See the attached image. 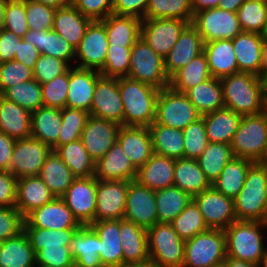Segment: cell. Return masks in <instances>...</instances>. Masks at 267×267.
Here are the masks:
<instances>
[{
	"label": "cell",
	"mask_w": 267,
	"mask_h": 267,
	"mask_svg": "<svg viewBox=\"0 0 267 267\" xmlns=\"http://www.w3.org/2000/svg\"><path fill=\"white\" fill-rule=\"evenodd\" d=\"M55 197H62L76 179L66 163L52 151L38 175Z\"/></svg>",
	"instance_id": "60d3db41"
},
{
	"label": "cell",
	"mask_w": 267,
	"mask_h": 267,
	"mask_svg": "<svg viewBox=\"0 0 267 267\" xmlns=\"http://www.w3.org/2000/svg\"><path fill=\"white\" fill-rule=\"evenodd\" d=\"M41 53L30 42L23 38L18 42V49L15 52L14 60L23 63L27 67L34 69Z\"/></svg>",
	"instance_id": "2644e50d"
},
{
	"label": "cell",
	"mask_w": 267,
	"mask_h": 267,
	"mask_svg": "<svg viewBox=\"0 0 267 267\" xmlns=\"http://www.w3.org/2000/svg\"><path fill=\"white\" fill-rule=\"evenodd\" d=\"M265 72H267V42L263 41L261 48L260 64H259V76Z\"/></svg>",
	"instance_id": "11e5206c"
},
{
	"label": "cell",
	"mask_w": 267,
	"mask_h": 267,
	"mask_svg": "<svg viewBox=\"0 0 267 267\" xmlns=\"http://www.w3.org/2000/svg\"><path fill=\"white\" fill-rule=\"evenodd\" d=\"M81 226L61 197H55L51 202L33 210L23 222V227L52 230L80 228Z\"/></svg>",
	"instance_id": "d6986e66"
},
{
	"label": "cell",
	"mask_w": 267,
	"mask_h": 267,
	"mask_svg": "<svg viewBox=\"0 0 267 267\" xmlns=\"http://www.w3.org/2000/svg\"><path fill=\"white\" fill-rule=\"evenodd\" d=\"M70 66L51 55H40L33 69V77L40 84L47 83L65 73Z\"/></svg>",
	"instance_id": "6125c7cd"
},
{
	"label": "cell",
	"mask_w": 267,
	"mask_h": 267,
	"mask_svg": "<svg viewBox=\"0 0 267 267\" xmlns=\"http://www.w3.org/2000/svg\"><path fill=\"white\" fill-rule=\"evenodd\" d=\"M175 159L153 153L151 158L137 169L135 180L153 191L174 185Z\"/></svg>",
	"instance_id": "4316f807"
},
{
	"label": "cell",
	"mask_w": 267,
	"mask_h": 267,
	"mask_svg": "<svg viewBox=\"0 0 267 267\" xmlns=\"http://www.w3.org/2000/svg\"><path fill=\"white\" fill-rule=\"evenodd\" d=\"M109 44L105 26L100 21H92L83 39L75 49L76 67L101 72L104 68Z\"/></svg>",
	"instance_id": "4fadbf2b"
},
{
	"label": "cell",
	"mask_w": 267,
	"mask_h": 267,
	"mask_svg": "<svg viewBox=\"0 0 267 267\" xmlns=\"http://www.w3.org/2000/svg\"><path fill=\"white\" fill-rule=\"evenodd\" d=\"M132 47L109 45L102 76L111 78L128 77L130 70V55Z\"/></svg>",
	"instance_id": "9f6ffc18"
},
{
	"label": "cell",
	"mask_w": 267,
	"mask_h": 267,
	"mask_svg": "<svg viewBox=\"0 0 267 267\" xmlns=\"http://www.w3.org/2000/svg\"><path fill=\"white\" fill-rule=\"evenodd\" d=\"M6 0H0V30L4 25V12H5Z\"/></svg>",
	"instance_id": "979ff035"
},
{
	"label": "cell",
	"mask_w": 267,
	"mask_h": 267,
	"mask_svg": "<svg viewBox=\"0 0 267 267\" xmlns=\"http://www.w3.org/2000/svg\"><path fill=\"white\" fill-rule=\"evenodd\" d=\"M211 76L222 78L238 73V64L230 39L214 40L204 43V51Z\"/></svg>",
	"instance_id": "1f68e13d"
},
{
	"label": "cell",
	"mask_w": 267,
	"mask_h": 267,
	"mask_svg": "<svg viewBox=\"0 0 267 267\" xmlns=\"http://www.w3.org/2000/svg\"><path fill=\"white\" fill-rule=\"evenodd\" d=\"M122 267H153V266L149 263V264H143V265H124Z\"/></svg>",
	"instance_id": "b62a3aed"
},
{
	"label": "cell",
	"mask_w": 267,
	"mask_h": 267,
	"mask_svg": "<svg viewBox=\"0 0 267 267\" xmlns=\"http://www.w3.org/2000/svg\"><path fill=\"white\" fill-rule=\"evenodd\" d=\"M153 153L173 159L184 158V137L180 129L153 122L149 127Z\"/></svg>",
	"instance_id": "b9f144b4"
},
{
	"label": "cell",
	"mask_w": 267,
	"mask_h": 267,
	"mask_svg": "<svg viewBox=\"0 0 267 267\" xmlns=\"http://www.w3.org/2000/svg\"><path fill=\"white\" fill-rule=\"evenodd\" d=\"M137 169L116 140L107 153L95 162L94 176L104 181L135 180Z\"/></svg>",
	"instance_id": "7402d4cb"
},
{
	"label": "cell",
	"mask_w": 267,
	"mask_h": 267,
	"mask_svg": "<svg viewBox=\"0 0 267 267\" xmlns=\"http://www.w3.org/2000/svg\"><path fill=\"white\" fill-rule=\"evenodd\" d=\"M204 51V40L190 23L179 35L171 51L164 58V68L169 78L182 67L189 64Z\"/></svg>",
	"instance_id": "44dd1931"
},
{
	"label": "cell",
	"mask_w": 267,
	"mask_h": 267,
	"mask_svg": "<svg viewBox=\"0 0 267 267\" xmlns=\"http://www.w3.org/2000/svg\"><path fill=\"white\" fill-rule=\"evenodd\" d=\"M2 96L31 112L43 106L41 84L35 79L8 88Z\"/></svg>",
	"instance_id": "816d5d0a"
},
{
	"label": "cell",
	"mask_w": 267,
	"mask_h": 267,
	"mask_svg": "<svg viewBox=\"0 0 267 267\" xmlns=\"http://www.w3.org/2000/svg\"><path fill=\"white\" fill-rule=\"evenodd\" d=\"M120 240L124 265L149 264L147 229L129 220L120 219Z\"/></svg>",
	"instance_id": "d4e9b609"
},
{
	"label": "cell",
	"mask_w": 267,
	"mask_h": 267,
	"mask_svg": "<svg viewBox=\"0 0 267 267\" xmlns=\"http://www.w3.org/2000/svg\"><path fill=\"white\" fill-rule=\"evenodd\" d=\"M53 149L33 137L16 140L8 172L17 179L38 176Z\"/></svg>",
	"instance_id": "30bf717a"
},
{
	"label": "cell",
	"mask_w": 267,
	"mask_h": 267,
	"mask_svg": "<svg viewBox=\"0 0 267 267\" xmlns=\"http://www.w3.org/2000/svg\"><path fill=\"white\" fill-rule=\"evenodd\" d=\"M117 141L136 169L144 165L153 154L148 127L120 126Z\"/></svg>",
	"instance_id": "484cf974"
},
{
	"label": "cell",
	"mask_w": 267,
	"mask_h": 267,
	"mask_svg": "<svg viewBox=\"0 0 267 267\" xmlns=\"http://www.w3.org/2000/svg\"><path fill=\"white\" fill-rule=\"evenodd\" d=\"M223 87L224 108L241 116L265 111L261 83L255 74L238 72L220 78Z\"/></svg>",
	"instance_id": "6da1fadb"
},
{
	"label": "cell",
	"mask_w": 267,
	"mask_h": 267,
	"mask_svg": "<svg viewBox=\"0 0 267 267\" xmlns=\"http://www.w3.org/2000/svg\"><path fill=\"white\" fill-rule=\"evenodd\" d=\"M148 253L153 267H182L185 259L183 241L170 223H156L147 229Z\"/></svg>",
	"instance_id": "5b68a950"
},
{
	"label": "cell",
	"mask_w": 267,
	"mask_h": 267,
	"mask_svg": "<svg viewBox=\"0 0 267 267\" xmlns=\"http://www.w3.org/2000/svg\"><path fill=\"white\" fill-rule=\"evenodd\" d=\"M201 117L185 93L173 90L170 86L159 91L154 121L156 124L183 130Z\"/></svg>",
	"instance_id": "52a82bcc"
},
{
	"label": "cell",
	"mask_w": 267,
	"mask_h": 267,
	"mask_svg": "<svg viewBox=\"0 0 267 267\" xmlns=\"http://www.w3.org/2000/svg\"><path fill=\"white\" fill-rule=\"evenodd\" d=\"M185 94L202 116L224 108L220 78L211 77L187 90Z\"/></svg>",
	"instance_id": "ab89813d"
},
{
	"label": "cell",
	"mask_w": 267,
	"mask_h": 267,
	"mask_svg": "<svg viewBox=\"0 0 267 267\" xmlns=\"http://www.w3.org/2000/svg\"><path fill=\"white\" fill-rule=\"evenodd\" d=\"M170 224L183 241L209 230L203 215L193 200Z\"/></svg>",
	"instance_id": "f907efd6"
},
{
	"label": "cell",
	"mask_w": 267,
	"mask_h": 267,
	"mask_svg": "<svg viewBox=\"0 0 267 267\" xmlns=\"http://www.w3.org/2000/svg\"><path fill=\"white\" fill-rule=\"evenodd\" d=\"M189 23L183 19H146L141 21V37L163 59Z\"/></svg>",
	"instance_id": "2e32d148"
},
{
	"label": "cell",
	"mask_w": 267,
	"mask_h": 267,
	"mask_svg": "<svg viewBox=\"0 0 267 267\" xmlns=\"http://www.w3.org/2000/svg\"><path fill=\"white\" fill-rule=\"evenodd\" d=\"M174 186L194 197L212 184L200 168L197 159L180 158L175 159Z\"/></svg>",
	"instance_id": "f35d334b"
},
{
	"label": "cell",
	"mask_w": 267,
	"mask_h": 267,
	"mask_svg": "<svg viewBox=\"0 0 267 267\" xmlns=\"http://www.w3.org/2000/svg\"><path fill=\"white\" fill-rule=\"evenodd\" d=\"M90 226L99 236V255L103 266H124L122 241L120 240V219L95 221Z\"/></svg>",
	"instance_id": "603a6c76"
},
{
	"label": "cell",
	"mask_w": 267,
	"mask_h": 267,
	"mask_svg": "<svg viewBox=\"0 0 267 267\" xmlns=\"http://www.w3.org/2000/svg\"><path fill=\"white\" fill-rule=\"evenodd\" d=\"M259 80L261 83L262 97H263L264 103H266L267 102V72L261 74L259 76Z\"/></svg>",
	"instance_id": "09005b40"
},
{
	"label": "cell",
	"mask_w": 267,
	"mask_h": 267,
	"mask_svg": "<svg viewBox=\"0 0 267 267\" xmlns=\"http://www.w3.org/2000/svg\"><path fill=\"white\" fill-rule=\"evenodd\" d=\"M258 163L267 169V147Z\"/></svg>",
	"instance_id": "deb4b68c"
},
{
	"label": "cell",
	"mask_w": 267,
	"mask_h": 267,
	"mask_svg": "<svg viewBox=\"0 0 267 267\" xmlns=\"http://www.w3.org/2000/svg\"><path fill=\"white\" fill-rule=\"evenodd\" d=\"M194 14L206 10L217 8L220 0H190Z\"/></svg>",
	"instance_id": "753ad0ef"
},
{
	"label": "cell",
	"mask_w": 267,
	"mask_h": 267,
	"mask_svg": "<svg viewBox=\"0 0 267 267\" xmlns=\"http://www.w3.org/2000/svg\"><path fill=\"white\" fill-rule=\"evenodd\" d=\"M100 75L95 70L71 66L66 107L85 110L90 114L94 89Z\"/></svg>",
	"instance_id": "cb8c5ba5"
},
{
	"label": "cell",
	"mask_w": 267,
	"mask_h": 267,
	"mask_svg": "<svg viewBox=\"0 0 267 267\" xmlns=\"http://www.w3.org/2000/svg\"><path fill=\"white\" fill-rule=\"evenodd\" d=\"M194 12L190 0H149L143 20L183 19L192 23Z\"/></svg>",
	"instance_id": "c3c4849f"
},
{
	"label": "cell",
	"mask_w": 267,
	"mask_h": 267,
	"mask_svg": "<svg viewBox=\"0 0 267 267\" xmlns=\"http://www.w3.org/2000/svg\"><path fill=\"white\" fill-rule=\"evenodd\" d=\"M141 21L134 16L110 14L100 22L105 26L109 45L133 47L141 37Z\"/></svg>",
	"instance_id": "e575fe53"
},
{
	"label": "cell",
	"mask_w": 267,
	"mask_h": 267,
	"mask_svg": "<svg viewBox=\"0 0 267 267\" xmlns=\"http://www.w3.org/2000/svg\"><path fill=\"white\" fill-rule=\"evenodd\" d=\"M155 191L131 180L128 186L124 219L148 229L158 223Z\"/></svg>",
	"instance_id": "e0dca14e"
},
{
	"label": "cell",
	"mask_w": 267,
	"mask_h": 267,
	"mask_svg": "<svg viewBox=\"0 0 267 267\" xmlns=\"http://www.w3.org/2000/svg\"><path fill=\"white\" fill-rule=\"evenodd\" d=\"M129 183L97 180L95 221L124 219Z\"/></svg>",
	"instance_id": "ac0fdd59"
},
{
	"label": "cell",
	"mask_w": 267,
	"mask_h": 267,
	"mask_svg": "<svg viewBox=\"0 0 267 267\" xmlns=\"http://www.w3.org/2000/svg\"><path fill=\"white\" fill-rule=\"evenodd\" d=\"M245 1L246 0H220L217 8L236 13L238 8Z\"/></svg>",
	"instance_id": "34e18365"
},
{
	"label": "cell",
	"mask_w": 267,
	"mask_h": 267,
	"mask_svg": "<svg viewBox=\"0 0 267 267\" xmlns=\"http://www.w3.org/2000/svg\"><path fill=\"white\" fill-rule=\"evenodd\" d=\"M90 116L124 126V108L118 78L100 75L93 93Z\"/></svg>",
	"instance_id": "7c38bea8"
},
{
	"label": "cell",
	"mask_w": 267,
	"mask_h": 267,
	"mask_svg": "<svg viewBox=\"0 0 267 267\" xmlns=\"http://www.w3.org/2000/svg\"><path fill=\"white\" fill-rule=\"evenodd\" d=\"M266 222L235 221L225 230L226 256L260 266L267 248L263 244Z\"/></svg>",
	"instance_id": "3957f363"
},
{
	"label": "cell",
	"mask_w": 267,
	"mask_h": 267,
	"mask_svg": "<svg viewBox=\"0 0 267 267\" xmlns=\"http://www.w3.org/2000/svg\"><path fill=\"white\" fill-rule=\"evenodd\" d=\"M113 0H73L72 5L92 21L104 20L112 14Z\"/></svg>",
	"instance_id": "03108f58"
},
{
	"label": "cell",
	"mask_w": 267,
	"mask_h": 267,
	"mask_svg": "<svg viewBox=\"0 0 267 267\" xmlns=\"http://www.w3.org/2000/svg\"><path fill=\"white\" fill-rule=\"evenodd\" d=\"M149 0H113L112 14L144 19Z\"/></svg>",
	"instance_id": "003e7915"
},
{
	"label": "cell",
	"mask_w": 267,
	"mask_h": 267,
	"mask_svg": "<svg viewBox=\"0 0 267 267\" xmlns=\"http://www.w3.org/2000/svg\"><path fill=\"white\" fill-rule=\"evenodd\" d=\"M55 196L39 176L17 179L16 206L25 218L33 210L51 202Z\"/></svg>",
	"instance_id": "83f0119b"
},
{
	"label": "cell",
	"mask_w": 267,
	"mask_h": 267,
	"mask_svg": "<svg viewBox=\"0 0 267 267\" xmlns=\"http://www.w3.org/2000/svg\"><path fill=\"white\" fill-rule=\"evenodd\" d=\"M69 69L47 83L41 84L43 106L58 109L66 107Z\"/></svg>",
	"instance_id": "6f0895ef"
},
{
	"label": "cell",
	"mask_w": 267,
	"mask_h": 267,
	"mask_svg": "<svg viewBox=\"0 0 267 267\" xmlns=\"http://www.w3.org/2000/svg\"><path fill=\"white\" fill-rule=\"evenodd\" d=\"M211 77L206 55L202 53L189 64L175 72L170 77L169 86L173 90L185 93L187 90Z\"/></svg>",
	"instance_id": "bcb514c9"
},
{
	"label": "cell",
	"mask_w": 267,
	"mask_h": 267,
	"mask_svg": "<svg viewBox=\"0 0 267 267\" xmlns=\"http://www.w3.org/2000/svg\"><path fill=\"white\" fill-rule=\"evenodd\" d=\"M233 157L230 144L209 142L197 161L207 179L212 184Z\"/></svg>",
	"instance_id": "7dc6e473"
},
{
	"label": "cell",
	"mask_w": 267,
	"mask_h": 267,
	"mask_svg": "<svg viewBox=\"0 0 267 267\" xmlns=\"http://www.w3.org/2000/svg\"><path fill=\"white\" fill-rule=\"evenodd\" d=\"M3 29L24 38L29 30L26 19L25 0H6Z\"/></svg>",
	"instance_id": "680465c9"
},
{
	"label": "cell",
	"mask_w": 267,
	"mask_h": 267,
	"mask_svg": "<svg viewBox=\"0 0 267 267\" xmlns=\"http://www.w3.org/2000/svg\"><path fill=\"white\" fill-rule=\"evenodd\" d=\"M119 127L106 119L88 117L80 140L94 162L102 158L116 142Z\"/></svg>",
	"instance_id": "ffe728a7"
},
{
	"label": "cell",
	"mask_w": 267,
	"mask_h": 267,
	"mask_svg": "<svg viewBox=\"0 0 267 267\" xmlns=\"http://www.w3.org/2000/svg\"><path fill=\"white\" fill-rule=\"evenodd\" d=\"M128 77L159 90L168 87L170 83L164 68V59L142 37L131 48Z\"/></svg>",
	"instance_id": "9c48e42d"
},
{
	"label": "cell",
	"mask_w": 267,
	"mask_h": 267,
	"mask_svg": "<svg viewBox=\"0 0 267 267\" xmlns=\"http://www.w3.org/2000/svg\"><path fill=\"white\" fill-rule=\"evenodd\" d=\"M36 264L51 267H75V262L68 247H44L36 254Z\"/></svg>",
	"instance_id": "be15d7a7"
},
{
	"label": "cell",
	"mask_w": 267,
	"mask_h": 267,
	"mask_svg": "<svg viewBox=\"0 0 267 267\" xmlns=\"http://www.w3.org/2000/svg\"><path fill=\"white\" fill-rule=\"evenodd\" d=\"M34 79L33 69L16 60L6 61L0 64V95L8 88Z\"/></svg>",
	"instance_id": "94428289"
},
{
	"label": "cell",
	"mask_w": 267,
	"mask_h": 267,
	"mask_svg": "<svg viewBox=\"0 0 267 267\" xmlns=\"http://www.w3.org/2000/svg\"><path fill=\"white\" fill-rule=\"evenodd\" d=\"M36 255L24 230L0 244V267H35Z\"/></svg>",
	"instance_id": "8d00e7d4"
},
{
	"label": "cell",
	"mask_w": 267,
	"mask_h": 267,
	"mask_svg": "<svg viewBox=\"0 0 267 267\" xmlns=\"http://www.w3.org/2000/svg\"><path fill=\"white\" fill-rule=\"evenodd\" d=\"M29 30H52L56 9L35 0H25Z\"/></svg>",
	"instance_id": "91938a15"
},
{
	"label": "cell",
	"mask_w": 267,
	"mask_h": 267,
	"mask_svg": "<svg viewBox=\"0 0 267 267\" xmlns=\"http://www.w3.org/2000/svg\"><path fill=\"white\" fill-rule=\"evenodd\" d=\"M32 112L0 95V132L14 140L31 136Z\"/></svg>",
	"instance_id": "f546056e"
},
{
	"label": "cell",
	"mask_w": 267,
	"mask_h": 267,
	"mask_svg": "<svg viewBox=\"0 0 267 267\" xmlns=\"http://www.w3.org/2000/svg\"><path fill=\"white\" fill-rule=\"evenodd\" d=\"M17 178L8 171H0V207L16 206Z\"/></svg>",
	"instance_id": "a7ac6f4b"
},
{
	"label": "cell",
	"mask_w": 267,
	"mask_h": 267,
	"mask_svg": "<svg viewBox=\"0 0 267 267\" xmlns=\"http://www.w3.org/2000/svg\"><path fill=\"white\" fill-rule=\"evenodd\" d=\"M259 267H267V251Z\"/></svg>",
	"instance_id": "603ad722"
},
{
	"label": "cell",
	"mask_w": 267,
	"mask_h": 267,
	"mask_svg": "<svg viewBox=\"0 0 267 267\" xmlns=\"http://www.w3.org/2000/svg\"><path fill=\"white\" fill-rule=\"evenodd\" d=\"M68 248L75 267H104L99 255V236L90 225H82L75 232Z\"/></svg>",
	"instance_id": "f1b7e54d"
},
{
	"label": "cell",
	"mask_w": 267,
	"mask_h": 267,
	"mask_svg": "<svg viewBox=\"0 0 267 267\" xmlns=\"http://www.w3.org/2000/svg\"><path fill=\"white\" fill-rule=\"evenodd\" d=\"M241 118V115L227 108L203 115L208 141L231 144Z\"/></svg>",
	"instance_id": "d590c367"
},
{
	"label": "cell",
	"mask_w": 267,
	"mask_h": 267,
	"mask_svg": "<svg viewBox=\"0 0 267 267\" xmlns=\"http://www.w3.org/2000/svg\"><path fill=\"white\" fill-rule=\"evenodd\" d=\"M236 14L243 32L260 34L267 18V1L246 0Z\"/></svg>",
	"instance_id": "f5cc1de1"
},
{
	"label": "cell",
	"mask_w": 267,
	"mask_h": 267,
	"mask_svg": "<svg viewBox=\"0 0 267 267\" xmlns=\"http://www.w3.org/2000/svg\"><path fill=\"white\" fill-rule=\"evenodd\" d=\"M224 267H259L249 262L235 260L226 256V259L223 262Z\"/></svg>",
	"instance_id": "2a66077c"
},
{
	"label": "cell",
	"mask_w": 267,
	"mask_h": 267,
	"mask_svg": "<svg viewBox=\"0 0 267 267\" xmlns=\"http://www.w3.org/2000/svg\"><path fill=\"white\" fill-rule=\"evenodd\" d=\"M158 223L172 222L190 203L192 197L173 186L155 191Z\"/></svg>",
	"instance_id": "ee69618b"
},
{
	"label": "cell",
	"mask_w": 267,
	"mask_h": 267,
	"mask_svg": "<svg viewBox=\"0 0 267 267\" xmlns=\"http://www.w3.org/2000/svg\"><path fill=\"white\" fill-rule=\"evenodd\" d=\"M21 39V37H18L9 30H0V57L2 63L14 60L15 52L18 49V42Z\"/></svg>",
	"instance_id": "89a4df30"
},
{
	"label": "cell",
	"mask_w": 267,
	"mask_h": 267,
	"mask_svg": "<svg viewBox=\"0 0 267 267\" xmlns=\"http://www.w3.org/2000/svg\"><path fill=\"white\" fill-rule=\"evenodd\" d=\"M238 64V72L259 77L262 42L260 34L242 32L232 39Z\"/></svg>",
	"instance_id": "74e56055"
},
{
	"label": "cell",
	"mask_w": 267,
	"mask_h": 267,
	"mask_svg": "<svg viewBox=\"0 0 267 267\" xmlns=\"http://www.w3.org/2000/svg\"><path fill=\"white\" fill-rule=\"evenodd\" d=\"M79 228L52 230L37 227H23L35 254L44 247H68Z\"/></svg>",
	"instance_id": "681fc988"
},
{
	"label": "cell",
	"mask_w": 267,
	"mask_h": 267,
	"mask_svg": "<svg viewBox=\"0 0 267 267\" xmlns=\"http://www.w3.org/2000/svg\"><path fill=\"white\" fill-rule=\"evenodd\" d=\"M55 152L66 163L76 178L94 176L95 162L80 139L59 146Z\"/></svg>",
	"instance_id": "f6af8a7d"
},
{
	"label": "cell",
	"mask_w": 267,
	"mask_h": 267,
	"mask_svg": "<svg viewBox=\"0 0 267 267\" xmlns=\"http://www.w3.org/2000/svg\"><path fill=\"white\" fill-rule=\"evenodd\" d=\"M35 267H51V266H47V265H43V264H36Z\"/></svg>",
	"instance_id": "5803f987"
},
{
	"label": "cell",
	"mask_w": 267,
	"mask_h": 267,
	"mask_svg": "<svg viewBox=\"0 0 267 267\" xmlns=\"http://www.w3.org/2000/svg\"><path fill=\"white\" fill-rule=\"evenodd\" d=\"M24 218L15 207H0V242L23 230Z\"/></svg>",
	"instance_id": "e7e4bbea"
},
{
	"label": "cell",
	"mask_w": 267,
	"mask_h": 267,
	"mask_svg": "<svg viewBox=\"0 0 267 267\" xmlns=\"http://www.w3.org/2000/svg\"><path fill=\"white\" fill-rule=\"evenodd\" d=\"M91 22L71 4L56 9L53 30L76 49Z\"/></svg>",
	"instance_id": "d6a6232c"
},
{
	"label": "cell",
	"mask_w": 267,
	"mask_h": 267,
	"mask_svg": "<svg viewBox=\"0 0 267 267\" xmlns=\"http://www.w3.org/2000/svg\"><path fill=\"white\" fill-rule=\"evenodd\" d=\"M260 36H261V39L263 41H266L267 42V18H266V21L264 23V27L260 33Z\"/></svg>",
	"instance_id": "67dfc351"
},
{
	"label": "cell",
	"mask_w": 267,
	"mask_h": 267,
	"mask_svg": "<svg viewBox=\"0 0 267 267\" xmlns=\"http://www.w3.org/2000/svg\"><path fill=\"white\" fill-rule=\"evenodd\" d=\"M16 140L0 132V171H8Z\"/></svg>",
	"instance_id": "8c879c8a"
},
{
	"label": "cell",
	"mask_w": 267,
	"mask_h": 267,
	"mask_svg": "<svg viewBox=\"0 0 267 267\" xmlns=\"http://www.w3.org/2000/svg\"><path fill=\"white\" fill-rule=\"evenodd\" d=\"M35 1L41 2L42 4L53 7L55 9L69 6L73 3V0H35Z\"/></svg>",
	"instance_id": "b9fcfbb0"
},
{
	"label": "cell",
	"mask_w": 267,
	"mask_h": 267,
	"mask_svg": "<svg viewBox=\"0 0 267 267\" xmlns=\"http://www.w3.org/2000/svg\"><path fill=\"white\" fill-rule=\"evenodd\" d=\"M253 163L247 159L233 157L212 186L221 194L234 199L243 188L247 172Z\"/></svg>",
	"instance_id": "7bdbcfd3"
},
{
	"label": "cell",
	"mask_w": 267,
	"mask_h": 267,
	"mask_svg": "<svg viewBox=\"0 0 267 267\" xmlns=\"http://www.w3.org/2000/svg\"><path fill=\"white\" fill-rule=\"evenodd\" d=\"M191 24L197 29L204 43L221 39L232 40L243 32L237 14L219 8L194 14Z\"/></svg>",
	"instance_id": "8fae6325"
},
{
	"label": "cell",
	"mask_w": 267,
	"mask_h": 267,
	"mask_svg": "<svg viewBox=\"0 0 267 267\" xmlns=\"http://www.w3.org/2000/svg\"><path fill=\"white\" fill-rule=\"evenodd\" d=\"M89 116V112L85 110L69 107L62 109V124L58 136L57 148L72 141L79 140Z\"/></svg>",
	"instance_id": "db71d44e"
},
{
	"label": "cell",
	"mask_w": 267,
	"mask_h": 267,
	"mask_svg": "<svg viewBox=\"0 0 267 267\" xmlns=\"http://www.w3.org/2000/svg\"><path fill=\"white\" fill-rule=\"evenodd\" d=\"M97 179L76 178L61 197L81 225L95 222Z\"/></svg>",
	"instance_id": "9a60e30c"
},
{
	"label": "cell",
	"mask_w": 267,
	"mask_h": 267,
	"mask_svg": "<svg viewBox=\"0 0 267 267\" xmlns=\"http://www.w3.org/2000/svg\"><path fill=\"white\" fill-rule=\"evenodd\" d=\"M23 39L34 45L42 55H51L70 67L75 62V48L53 29L28 30Z\"/></svg>",
	"instance_id": "4dcf8cb0"
},
{
	"label": "cell",
	"mask_w": 267,
	"mask_h": 267,
	"mask_svg": "<svg viewBox=\"0 0 267 267\" xmlns=\"http://www.w3.org/2000/svg\"><path fill=\"white\" fill-rule=\"evenodd\" d=\"M62 109L52 107H39L32 111L31 137L50 146L53 151L57 149L58 136L61 131Z\"/></svg>",
	"instance_id": "836d02e7"
},
{
	"label": "cell",
	"mask_w": 267,
	"mask_h": 267,
	"mask_svg": "<svg viewBox=\"0 0 267 267\" xmlns=\"http://www.w3.org/2000/svg\"><path fill=\"white\" fill-rule=\"evenodd\" d=\"M124 126L149 127L155 121L159 89L129 77L118 78Z\"/></svg>",
	"instance_id": "7a4b0ae2"
},
{
	"label": "cell",
	"mask_w": 267,
	"mask_h": 267,
	"mask_svg": "<svg viewBox=\"0 0 267 267\" xmlns=\"http://www.w3.org/2000/svg\"><path fill=\"white\" fill-rule=\"evenodd\" d=\"M182 267H214L226 259L225 234L222 229H209L185 241Z\"/></svg>",
	"instance_id": "ba28073f"
},
{
	"label": "cell",
	"mask_w": 267,
	"mask_h": 267,
	"mask_svg": "<svg viewBox=\"0 0 267 267\" xmlns=\"http://www.w3.org/2000/svg\"><path fill=\"white\" fill-rule=\"evenodd\" d=\"M238 221L267 222V169L254 162L246 175L243 188L233 199Z\"/></svg>",
	"instance_id": "277c9868"
},
{
	"label": "cell",
	"mask_w": 267,
	"mask_h": 267,
	"mask_svg": "<svg viewBox=\"0 0 267 267\" xmlns=\"http://www.w3.org/2000/svg\"><path fill=\"white\" fill-rule=\"evenodd\" d=\"M184 137V158L198 159L209 144L203 116L182 130Z\"/></svg>",
	"instance_id": "11a10c76"
},
{
	"label": "cell",
	"mask_w": 267,
	"mask_h": 267,
	"mask_svg": "<svg viewBox=\"0 0 267 267\" xmlns=\"http://www.w3.org/2000/svg\"><path fill=\"white\" fill-rule=\"evenodd\" d=\"M230 145L234 157L259 162L267 147V113L242 116Z\"/></svg>",
	"instance_id": "8992f818"
},
{
	"label": "cell",
	"mask_w": 267,
	"mask_h": 267,
	"mask_svg": "<svg viewBox=\"0 0 267 267\" xmlns=\"http://www.w3.org/2000/svg\"><path fill=\"white\" fill-rule=\"evenodd\" d=\"M209 229L225 230L237 221L233 198L221 194L213 186L192 197Z\"/></svg>",
	"instance_id": "5bb4252c"
}]
</instances>
